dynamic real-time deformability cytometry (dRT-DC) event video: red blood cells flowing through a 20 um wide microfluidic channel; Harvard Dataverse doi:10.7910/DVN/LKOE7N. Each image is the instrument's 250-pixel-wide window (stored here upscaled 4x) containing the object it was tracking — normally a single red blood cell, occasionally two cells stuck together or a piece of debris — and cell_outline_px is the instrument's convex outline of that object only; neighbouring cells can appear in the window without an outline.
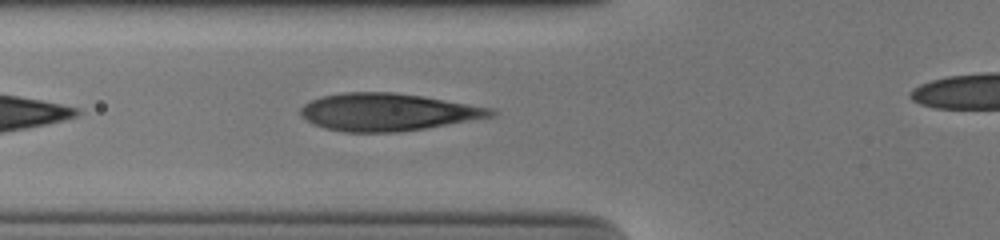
{"species": "human", "species_latin": "Homo sapiens", "temperature_condition": "cold", "stored_images_in_passage": 31, "camera_frame_rate_fps": 3000, "um_per_image_px": 0.085, "donor": {"sex": "male"}, "frame": {"image": 1, "passage_image": 4, "time_ms": 1.0, "image_size_px": [1000, 240], "cell_outline_px": [[496, 116], [424, 128], [396, 132], [344, 132], [324, 128], [312, 124], [300, 112], [300, 108], [304, 104], [312, 100], [324, 96], [344, 92], [392, 92], [420, 96], [496, 108]], "centroid_in_image_um": [32.97, 9.53], "position_along_channel_um": 92.8, "area_um2": 41.33}}
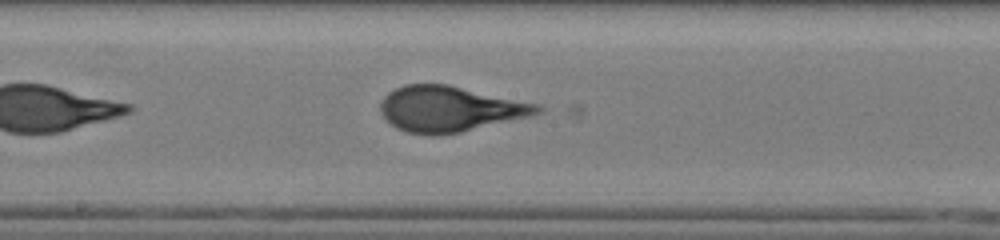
{"frame": {"image": 2, "passage_image": 13, "time_ms": 4.0, "image_size_px": [1000, 240], "cell_outline_px": [[544, 108], [540, 112], [532, 116], [460, 132], [432, 136], [408, 132], [396, 128], [380, 112], [380, 104], [384, 96], [388, 92], [404, 84], [448, 84], [536, 104]], "centroid_in_image_um": [38.21, 9.26], "position_along_channel_um": 210.0, "area_um2": 41.38}}
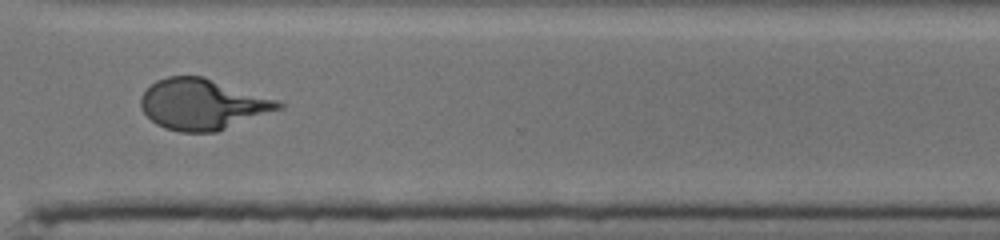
{"frame": {"image": 3, "passage_image": 24, "time_ms": 7.667, "image_size_px": [1000, 240], "cell_outline_px": [[284, 108], [216, 132], [180, 132], [164, 128], [156, 124], [140, 108], [140, 96], [156, 80], [168, 76], [200, 76], [276, 100], [284, 104]], "centroid_in_image_um": [17.18, 8.88], "position_along_channel_um": 353.4, "area_um2": 40.29}}